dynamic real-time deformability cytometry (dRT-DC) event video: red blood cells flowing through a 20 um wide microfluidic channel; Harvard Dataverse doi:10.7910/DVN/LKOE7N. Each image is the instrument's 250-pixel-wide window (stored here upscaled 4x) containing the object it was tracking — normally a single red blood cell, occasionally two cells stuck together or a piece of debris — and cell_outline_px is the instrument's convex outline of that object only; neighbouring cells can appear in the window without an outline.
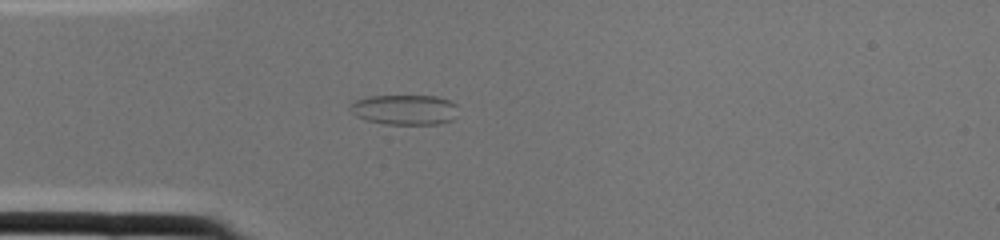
{"species": "common noctule bat (a hibernating species)", "species_latin": "Nyctalus noctula", "temperature_condition": "cold", "stored_images_in_passage": 3, "camera_frame_rate_fps": 3000, "um_per_image_px": 0.085, "animal": {"sex": "female", "body_mass_g": 22.0, "forearm_length_mm": 56.7}, "frame": {"image": 1, "passage_image": 2, "time_ms": 0.333, "image_size_px": [1000, 240], "cell_outline_px": [[456, 116], [452, 120], [440, 124], [384, 124], [368, 120], [356, 116], [348, 108], [356, 100], [368, 96], [436, 96], [448, 100], [456, 104]], "centroid_in_image_um": [34.4, 9.33], "position_along_channel_um": 50.6, "area_um2": 18.9}}